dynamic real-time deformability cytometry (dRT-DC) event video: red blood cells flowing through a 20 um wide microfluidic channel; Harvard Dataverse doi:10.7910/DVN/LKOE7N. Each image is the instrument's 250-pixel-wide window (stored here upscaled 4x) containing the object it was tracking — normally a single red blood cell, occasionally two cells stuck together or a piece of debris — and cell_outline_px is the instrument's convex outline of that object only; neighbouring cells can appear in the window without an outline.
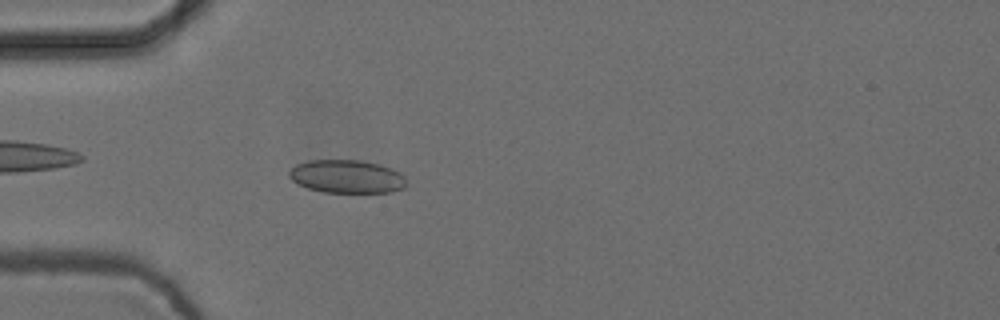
{"species": "common noctule bat (a hibernating species)", "species_latin": "Nyctalus noctula", "temperature_condition": "cold", "stored_images_in_passage": 43, "camera_frame_rate_fps": 3000, "um_per_image_px": 0.085, "animal": {"sex": "female", "body_mass_g": 24.6, "forearm_length_mm": 56.2}, "frame": {"image": 1, "passage_image": 5, "time_ms": 1.333, "image_size_px": [1000, 320], "cell_outline_px": [[408, 184], [404, 188], [392, 192], [324, 192], [308, 188], [292, 180], [288, 176], [288, 172], [296, 164], [308, 160], [360, 160], [380, 164], [400, 172], [404, 176]], "centroid_in_image_um": [29.5, 15.0], "position_along_channel_um": 55.5, "area_um2": 22.77}}
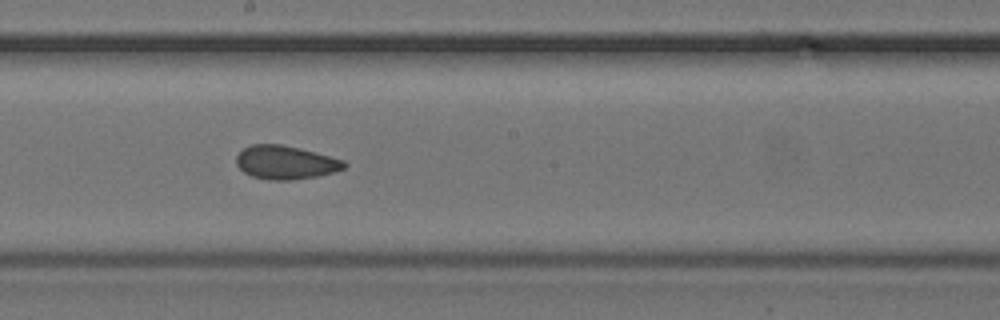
{"frame": {"image": 2, "passage_image": 19, "time_ms": 6.0, "image_size_px": [1000, 320], "cell_outline_px": [[348, 164], [344, 168], [332, 172], [316, 176], [292, 180], [268, 180], [252, 176], [244, 172], [236, 164], [236, 156], [244, 148], [252, 144], [280, 144], [300, 148], [344, 160]], "centroid_in_image_um": [24.26, 13.8], "position_along_channel_um": 223.9, "area_um2": 20.98}}
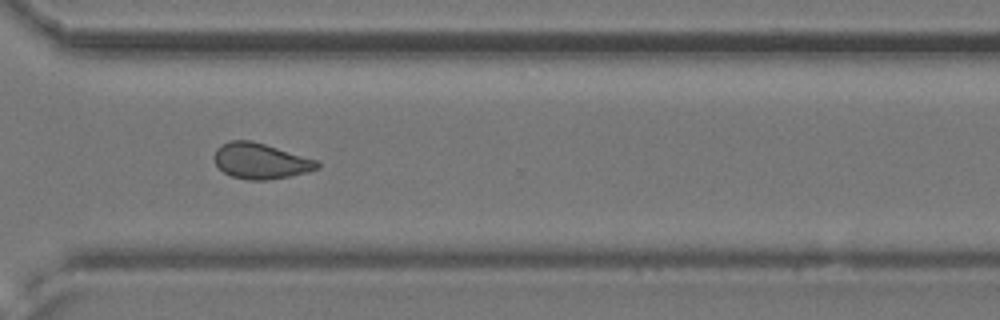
{"frame": {"image": 3, "passage_image": 29, "time_ms": 9.333, "image_size_px": [1000, 320], "cell_outline_px": [[320, 168], [308, 172], [288, 176], [264, 180], [248, 180], [232, 176], [224, 172], [216, 164], [216, 148], [232, 140], [252, 140], [316, 160], [320, 164]], "centroid_in_image_um": [22.17, 13.69], "position_along_channel_um": 348.4, "area_um2": 20.98}, "authors_computed_cell_mechanics": {"area_um2": 21.386, "velocity_mm_per_s": 3.7554, "shape_relaxation_time_tau1_ms": null, "shape_relaxation_time_tau2_ms": 2.6032, "deformation_change_tau1": null, "deformation_change_tau2": 0.0639}}